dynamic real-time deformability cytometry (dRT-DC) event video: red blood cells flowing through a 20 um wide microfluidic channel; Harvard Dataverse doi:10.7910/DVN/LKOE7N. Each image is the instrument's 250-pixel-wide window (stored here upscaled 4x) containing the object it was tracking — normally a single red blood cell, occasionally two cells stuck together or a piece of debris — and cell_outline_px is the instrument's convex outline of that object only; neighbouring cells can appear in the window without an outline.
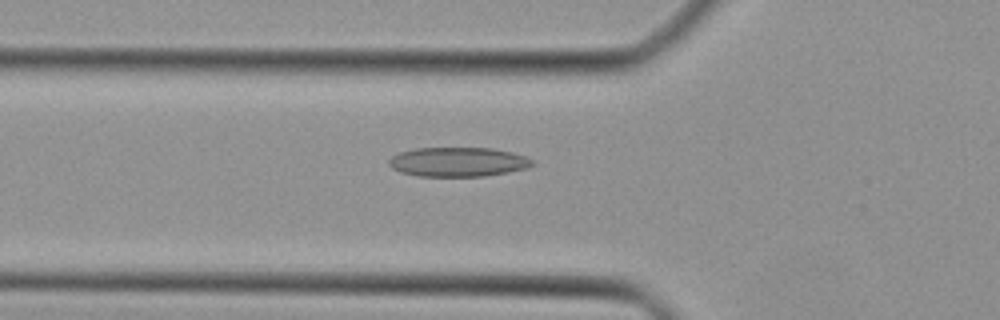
{"species": "Egyptian fruit bat (a non-hibernating species)", "species_latin": "Rousettus aegyptiacus", "temperature_condition": "cold", "stored_images_in_passage": 44, "camera_frame_rate_fps": 3000, "um_per_image_px": 0.085, "animal": {"sex": "female"}, "frame": {"image": 1, "passage_image": 16, "time_ms": 5.0, "image_size_px": [1000, 320], "cell_outline_px": [[536, 164], [528, 168], [508, 172], [484, 176], [416, 176], [400, 172], [392, 168], [388, 164], [388, 160], [392, 156], [400, 152], [416, 148], [492, 148], [512, 152], [528, 156]], "centroid_in_image_um": [38.96, 13.76], "position_along_channel_um": 86.8, "area_um2": 24.74}}
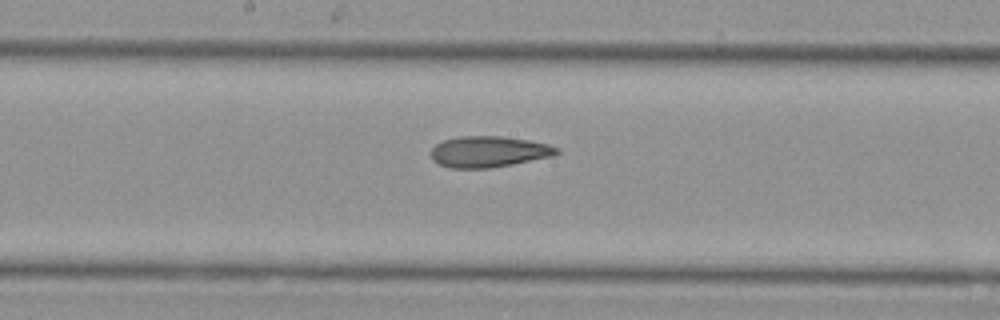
{"frame": {"image": 2, "passage_image": 24, "time_ms": 7.667, "image_size_px": [1000, 320], "cell_outline_px": [[560, 152], [552, 156], [492, 168], [448, 168], [432, 160], [432, 148], [440, 140], [460, 136], [500, 136], [528, 140], [548, 144], [560, 148]], "centroid_in_image_um": [41.53, 12.89], "position_along_channel_um": 206.7, "area_um2": 22.83}}
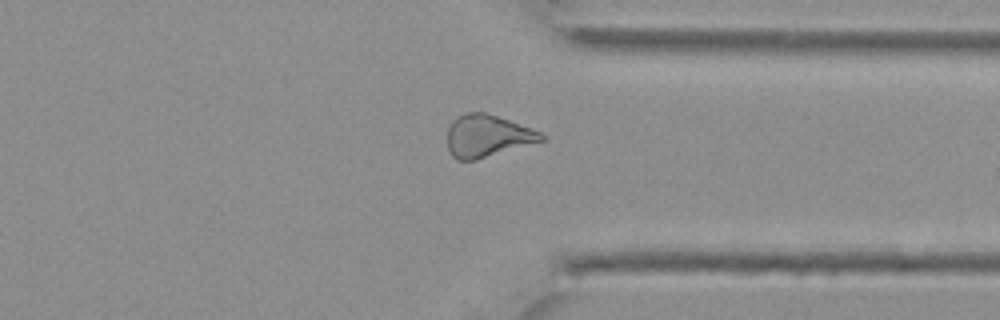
{"frame": {"image": 3, "passage_image": 35, "time_ms": 11.333, "image_size_px": [1000, 320], "cell_outline_px": [[544, 140], [476, 160], [456, 160], [452, 156], [448, 148], [448, 128], [452, 120], [456, 116], [464, 112], [484, 112], [532, 128], [540, 132], [544, 136]], "centroid_in_image_um": [41.38, 11.55], "position_along_channel_um": 370.0, "area_um2": 23.0}}